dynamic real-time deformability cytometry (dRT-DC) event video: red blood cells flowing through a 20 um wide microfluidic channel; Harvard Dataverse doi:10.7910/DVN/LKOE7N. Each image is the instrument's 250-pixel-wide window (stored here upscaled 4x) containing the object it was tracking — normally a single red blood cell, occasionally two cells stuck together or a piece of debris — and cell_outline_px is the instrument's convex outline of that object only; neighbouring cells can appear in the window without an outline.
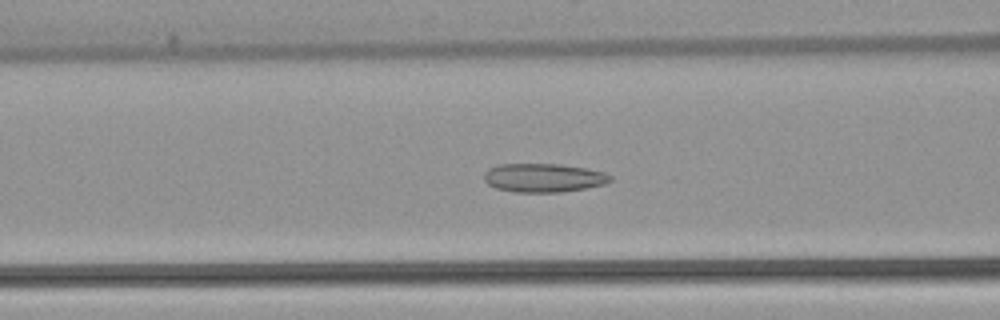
{"species": "common noctule bat (a hibernating species)", "species_latin": "Nyctalus noctula", "temperature_condition": "warm", "stored_images_in_passage": 52, "camera_frame_rate_fps": 3000, "um_per_image_px": 0.085, "animal": {"sex": "female", "body_mass_g": 22.7, "forearm_length_mm": 54.2}, "frame": {"image": 1, "passage_image": 21, "time_ms": 6.667, "image_size_px": [1000, 320], "cell_outline_px": [[612, 180], [604, 184], [584, 188], [560, 192], [516, 192], [496, 188], [488, 184], [484, 180], [484, 172], [488, 168], [496, 164], [560, 164], [588, 168], [604, 172], [612, 176]], "centroid_in_image_um": [46.19, 15.1], "position_along_channel_um": 120.4, "area_um2": 21.21}}
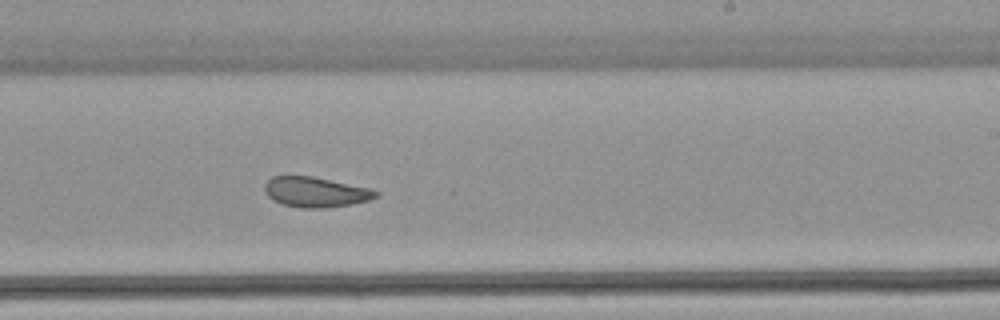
{"frame": {"image": 2, "passage_image": 32, "time_ms": 10.333, "image_size_px": [1000, 320], "cell_outline_px": [[380, 196], [368, 200], [352, 204], [324, 208], [300, 208], [280, 204], [272, 200], [268, 196], [264, 188], [264, 184], [272, 176], [312, 176], [372, 188], [380, 192]], "centroid_in_image_um": [26.84, 16.33], "position_along_channel_um": 262.2, "area_um2": 19.83}}
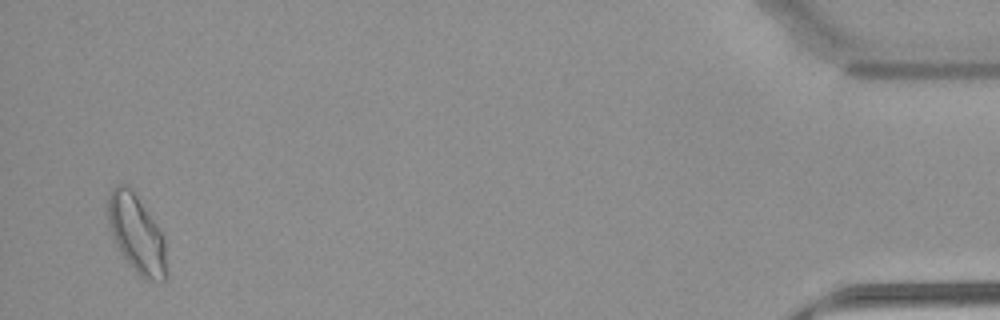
{"frame": {"image": 3, "passage_image": 51, "time_ms": 16.667, "image_size_px": [1000, 320], "cell_outline_px": [[164, 280], [144, 280], [136, 272], [112, 240], [108, 228], [104, 208], [108, 196], [112, 188], [116, 184], [128, 184], [132, 188], [164, 236]], "centroid_in_image_um": [11.5, 19.78], "position_along_channel_um": 423.7, "area_um2": 26.76}, "authors_computed_cell_mechanics": {"area_um2": 21.964, "velocity_mm_per_s": 3.8795, "shape_relaxation_time_tau1_ms": null, "shape_relaxation_time_tau2_ms": 2.0796, "deformation_change_tau1": null, "deformation_change_tau2": 0.0784}}